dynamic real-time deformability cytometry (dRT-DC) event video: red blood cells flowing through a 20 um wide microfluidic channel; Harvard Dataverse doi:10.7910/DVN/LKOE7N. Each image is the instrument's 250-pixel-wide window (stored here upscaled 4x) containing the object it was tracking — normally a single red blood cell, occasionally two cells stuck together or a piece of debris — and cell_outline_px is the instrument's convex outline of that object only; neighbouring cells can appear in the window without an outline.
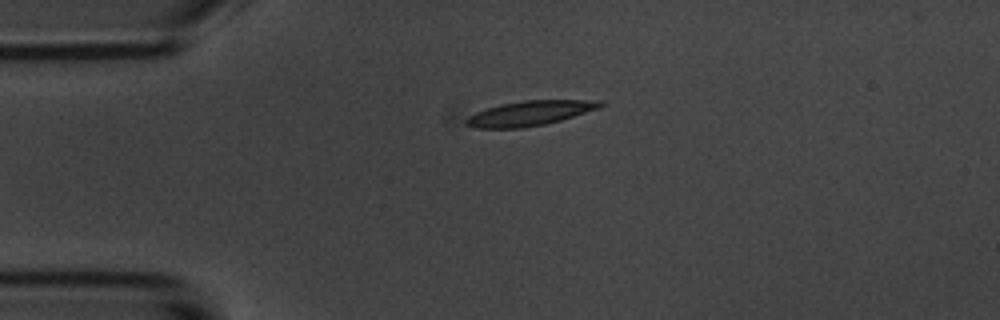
{"species": "common noctule bat (a hibernating species)", "species_latin": "Nyctalus noctula", "temperature_condition": "room temperature", "stored_images_in_passage": 2, "camera_frame_rate_fps": 3000, "um_per_image_px": 0.085, "animal": {"sex": "male", "body_mass_g": 20.1, "forearm_length_mm": 53.5}, "frame": {"image": 1, "passage_image": 1, "time_ms": 0.0, "image_size_px": [1000, 320], "cell_outline_px": [[604, 104], [600, 108], [560, 120], [544, 124], [520, 128], [476, 128], [464, 124], [464, 120], [468, 116], [476, 112], [488, 108], [504, 104], [524, 100], [600, 100]], "centroid_in_image_um": [45.03, 9.62], "position_along_channel_um": 40.0, "area_um2": 19.19}}